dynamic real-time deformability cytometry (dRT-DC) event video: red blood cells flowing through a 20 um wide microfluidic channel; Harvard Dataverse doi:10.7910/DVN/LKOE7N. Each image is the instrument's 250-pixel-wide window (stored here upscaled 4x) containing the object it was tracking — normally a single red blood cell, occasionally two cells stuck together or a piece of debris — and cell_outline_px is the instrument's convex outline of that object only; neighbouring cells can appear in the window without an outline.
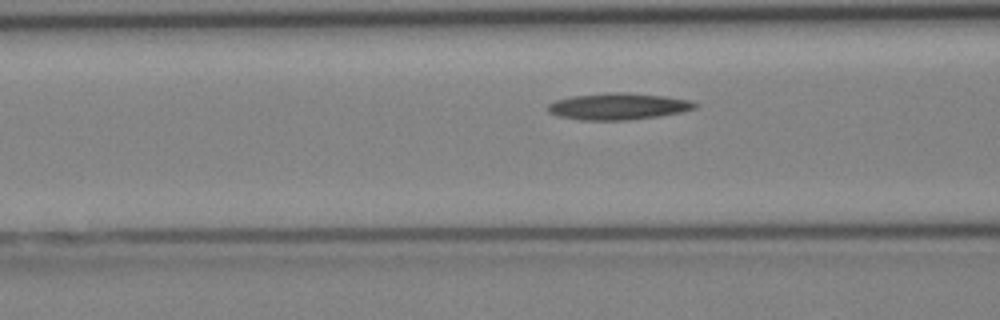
{"species": "Egyptian fruit bat (a non-hibernating species)", "species_latin": "Rousettus aegyptiacus", "temperature_condition": "cold", "stored_images_in_passage": 8, "camera_frame_rate_fps": 3000, "um_per_image_px": 0.085, "animal": {"sex": "female"}, "frame": {"image": 1, "passage_image": 5, "time_ms": 4.667, "image_size_px": [1000, 320], "cell_outline_px": [[700, 104], [696, 108], [680, 112], [656, 116], [628, 120], [584, 120], [556, 116], [548, 112], [548, 104], [556, 100], [572, 96], [608, 92], [624, 92], [664, 96], [688, 100]], "centroid_in_image_um": [52.52, 9.04], "position_along_channel_um": 114.1, "area_um2": 22.72}}
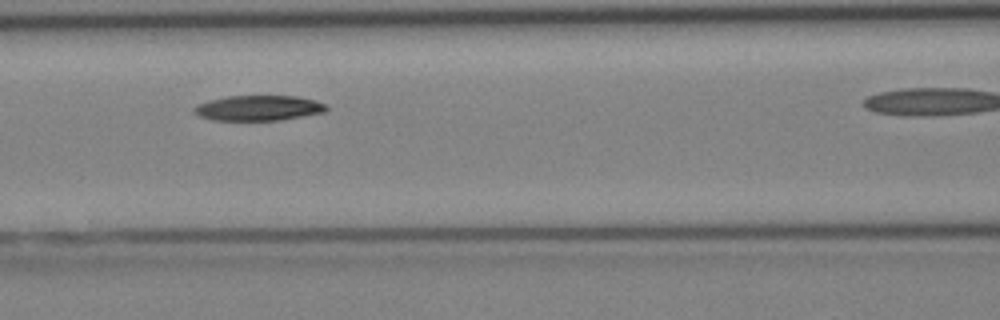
{"frame": {"image": 2, "passage_image": 6, "time_ms": 6.0, "image_size_px": [1000, 320], "cell_outline_px": [[328, 108], [324, 112], [280, 120], [212, 120], [200, 116], [192, 112], [192, 108], [196, 104], [228, 96], [296, 96], [328, 104]], "centroid_in_image_um": [21.95, 9.18], "position_along_channel_um": 144.7, "area_um2": 19.36}}